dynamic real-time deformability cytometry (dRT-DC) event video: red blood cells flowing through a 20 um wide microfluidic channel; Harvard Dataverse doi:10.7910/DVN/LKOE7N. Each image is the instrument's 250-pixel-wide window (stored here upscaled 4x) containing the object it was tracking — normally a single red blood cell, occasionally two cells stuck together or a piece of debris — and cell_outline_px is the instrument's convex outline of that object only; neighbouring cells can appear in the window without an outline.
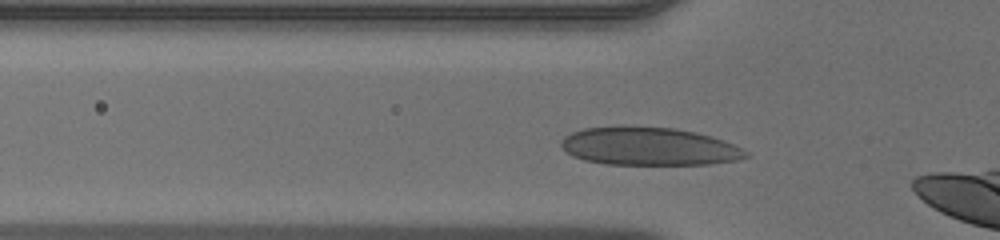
{"species": "human", "species_latin": "Homo sapiens", "temperature_condition": "warm", "stored_images_in_passage": 28, "camera_frame_rate_fps": 3000, "um_per_image_px": 0.085, "donor": {"sex": "male"}, "frame": {"image": 1, "passage_image": 4, "time_ms": 1.0, "image_size_px": [1000, 240], "cell_outline_px": [[752, 156], [736, 160], [708, 164], [608, 164], [584, 160], [572, 156], [560, 144], [560, 140], [564, 136], [572, 132], [584, 128], [676, 128], [696, 132], [724, 140], [748, 152]], "centroid_in_image_um": [55.19, 12.47], "position_along_channel_um": 70.6, "area_um2": 40.17}}
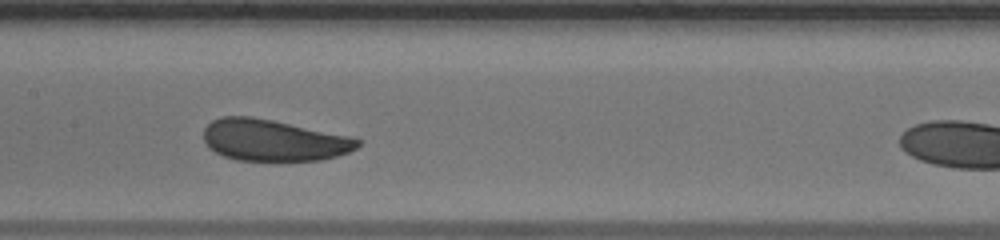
{"frame": {"image": 2, "passage_image": 12, "time_ms": 3.667, "image_size_px": [1000, 240], "cell_outline_px": [[360, 144], [356, 148], [348, 152], [336, 156], [320, 160], [236, 160], [224, 156], [208, 148], [204, 140], [204, 128], [212, 120], [220, 116], [252, 116], [272, 120], [348, 136], [360, 140]], "centroid_in_image_um": [23.19, 11.91], "position_along_channel_um": 184.2, "area_um2": 36.93}}
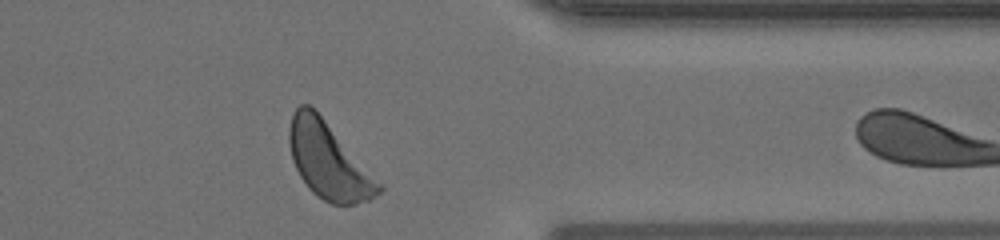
{"frame": {"image": 3, "passage_image": 27, "time_ms": 8.667, "image_size_px": [1000, 240], "cell_outline_px": [[384, 188], [380, 192], [368, 200], [356, 204], [332, 204], [316, 196], [308, 188], [300, 176], [292, 160], [288, 140], [288, 128], [292, 116], [296, 108], [300, 104], [308, 104], [324, 120], [384, 184]], "centroid_in_image_um": [27.93, 13.7], "position_along_channel_um": 383.5, "area_um2": 39.48}}